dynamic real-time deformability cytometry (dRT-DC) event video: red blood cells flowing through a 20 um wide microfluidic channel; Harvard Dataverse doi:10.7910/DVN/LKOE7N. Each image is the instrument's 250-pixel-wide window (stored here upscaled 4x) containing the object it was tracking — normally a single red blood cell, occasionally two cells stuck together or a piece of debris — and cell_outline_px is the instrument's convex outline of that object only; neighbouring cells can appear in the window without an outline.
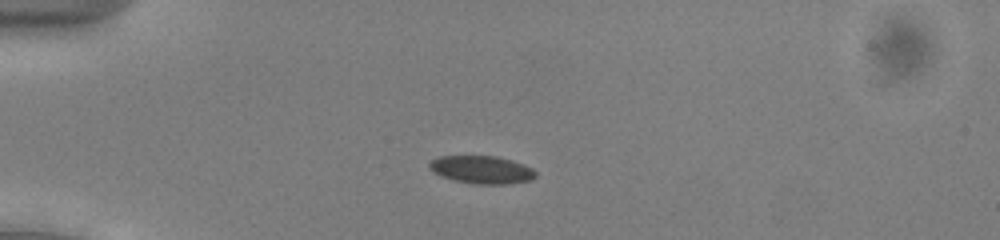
{"species": "common noctule bat (a hibernating species)", "species_latin": "Nyctalus noctula", "temperature_condition": "cold", "stored_images_in_passage": 50, "camera_frame_rate_fps": 3000, "um_per_image_px": 0.085, "animal": {"sex": "male", "body_mass_g": 13.0, "forearm_length_mm": 53.1}, "frame": {"image": 1, "passage_image": 11, "time_ms": 3.333, "image_size_px": [1000, 240], "cell_outline_px": [[536, 176], [532, 180], [504, 184], [476, 184], [452, 180], [436, 172], [428, 164], [432, 160], [440, 156], [496, 156], [512, 160], [524, 164], [532, 168], [536, 172]], "centroid_in_image_um": [41.0, 14.42], "position_along_channel_um": 44.0, "area_um2": 17.05}}
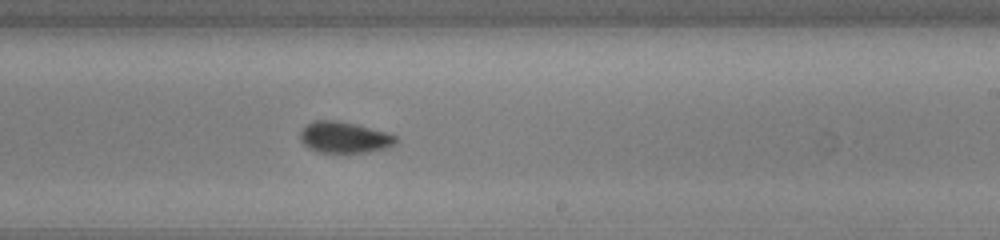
{"frame": {"image": 2, "passage_image": 30, "time_ms": 9.667, "image_size_px": [1000, 240], "cell_outline_px": [[396, 144], [384, 148], [364, 152], [320, 152], [308, 148], [300, 140], [300, 132], [312, 120], [336, 120], [356, 124], [384, 132], [396, 136]], "centroid_in_image_um": [29.22, 11.67], "position_along_channel_um": 259.8, "area_um2": 17.11}}
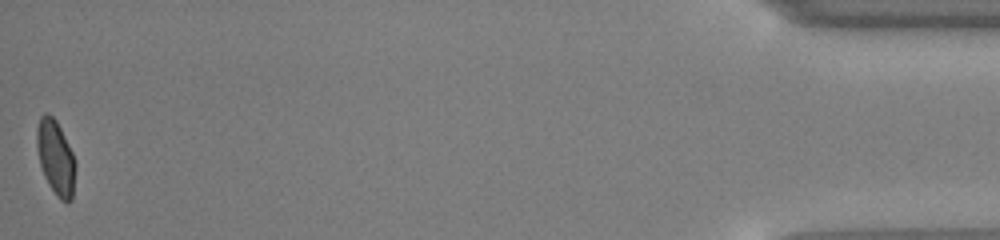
{"frame": {"image": 3, "passage_image": 50, "time_ms": 16.333, "image_size_px": [1000, 240], "cell_outline_px": [[76, 168], [72, 200], [68, 204], [60, 200], [56, 196], [48, 184], [44, 176], [40, 164], [36, 144], [36, 128], [40, 116], [44, 112], [48, 112], [56, 120], [72, 152], [76, 164]], "centroid_in_image_um": [4.73, 13.41], "position_along_channel_um": 430.5, "area_um2": 17.05}, "authors_computed_cell_mechanics": {"area_um2": 17.1666, "velocity_mm_per_s": 3.9026, "shape_relaxation_time_tau1_ms": 3.731, "shape_relaxation_time_tau2_ms": null, "deformation_change_tau1": 0.0851, "deformation_change_tau2": null}}